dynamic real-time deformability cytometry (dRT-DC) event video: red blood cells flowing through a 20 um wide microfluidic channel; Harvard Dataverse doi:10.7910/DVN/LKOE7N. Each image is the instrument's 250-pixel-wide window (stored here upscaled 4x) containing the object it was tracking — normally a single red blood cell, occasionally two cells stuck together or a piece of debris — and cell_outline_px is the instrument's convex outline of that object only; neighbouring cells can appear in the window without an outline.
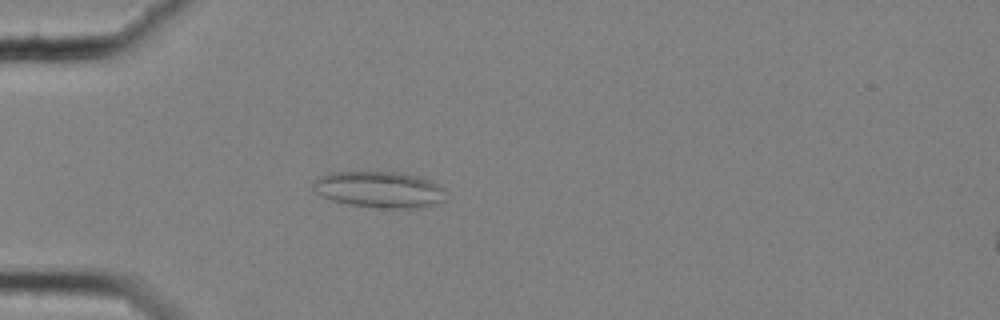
{"species": "common noctule bat (a hibernating species)", "species_latin": "Nyctalus noctula", "temperature_condition": "cold", "stored_images_in_passage": 58, "camera_frame_rate_fps": 3000, "um_per_image_px": 0.085, "animal": {"sex": "female", "body_mass_g": 25.1}, "frame": {"image": 1, "passage_image": 18, "time_ms": 5.667, "image_size_px": [1000, 320], "cell_outline_px": [[444, 200], [436, 204], [424, 208], [388, 208], [348, 204], [332, 200], [316, 192], [312, 188], [312, 180], [316, 176], [328, 172], [392, 172], [420, 176], [432, 180], [444, 188]], "centroid_in_image_um": [32.23, 16.1], "position_along_channel_um": 52.8, "area_um2": 28.32}}
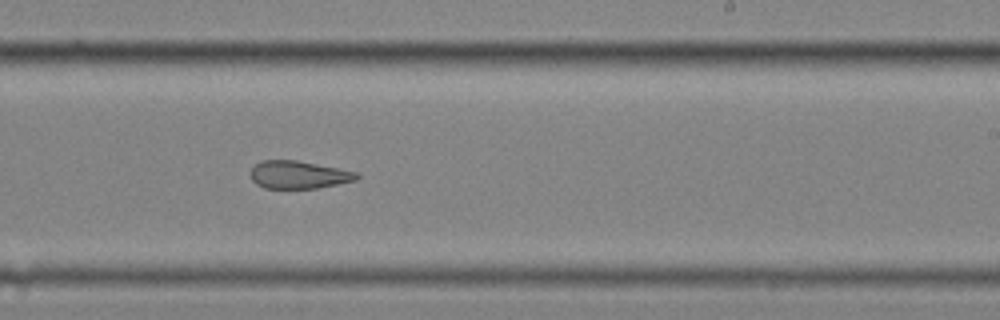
{"frame": {"image": 2, "passage_image": 37, "time_ms": 12.0, "image_size_px": [1000, 320], "cell_outline_px": [[360, 176], [356, 180], [316, 188], [264, 188], [256, 184], [252, 180], [248, 172], [256, 164], [264, 160], [296, 160], [356, 172]], "centroid_in_image_um": [25.32, 14.86], "position_along_channel_um": 263.7, "area_um2": 16.99}}
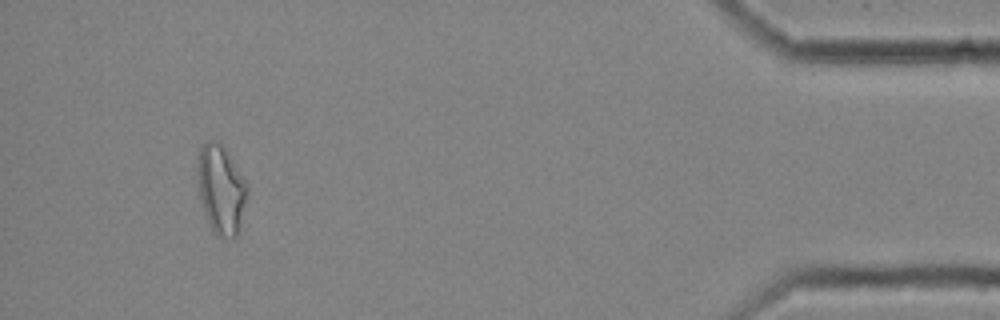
{"frame": {"image": 3, "passage_image": 55, "time_ms": 18.0, "image_size_px": [1000, 320], "cell_outline_px": [[248, 196], [240, 228], [236, 236], [228, 240], [216, 236], [212, 232], [200, 196], [196, 172], [196, 168], [200, 148], [208, 140], [220, 140], [244, 180]], "centroid_in_image_um": [18.78, 16.13], "position_along_channel_um": 416.4, "area_um2": 25.78}, "authors_computed_cell_mechanics": {"area_um2": 22.7154, "velocity_mm_per_s": 3.5351, "shape_relaxation_time_tau1_ms": null, "shape_relaxation_time_tau2_ms": 2.8057, "deformation_change_tau1": null, "deformation_change_tau2": 0.1043}}